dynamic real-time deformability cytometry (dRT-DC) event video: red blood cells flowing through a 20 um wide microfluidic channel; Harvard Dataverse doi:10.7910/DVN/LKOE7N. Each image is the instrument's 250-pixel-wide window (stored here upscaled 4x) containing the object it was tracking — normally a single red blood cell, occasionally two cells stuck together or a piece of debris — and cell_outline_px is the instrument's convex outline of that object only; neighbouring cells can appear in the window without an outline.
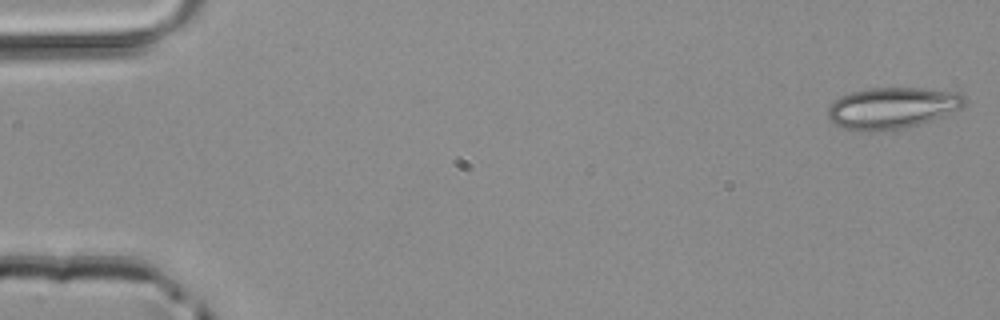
{"species": "common noctule bat (a hibernating species)", "species_latin": "Nyctalus noctula", "temperature_condition": "room temperature", "stored_images_in_passage": 8, "camera_frame_rate_fps": 3000, "um_per_image_px": 0.085, "animal": {"sex": "male", "body_mass_g": 20.4}, "frame": {"image": 1, "passage_image": 1, "time_ms": 0.0, "image_size_px": [1000, 320], "cell_outline_px": [[968, 100], [960, 108], [944, 116], [920, 124], [904, 128], [868, 132], [860, 132], [840, 128], [828, 116], [828, 108], [832, 100], [848, 92], [864, 88], [924, 88], [960, 92]], "centroid_in_image_um": [75.82, 9.17], "position_along_channel_um": 9.2, "area_um2": 33.52}}